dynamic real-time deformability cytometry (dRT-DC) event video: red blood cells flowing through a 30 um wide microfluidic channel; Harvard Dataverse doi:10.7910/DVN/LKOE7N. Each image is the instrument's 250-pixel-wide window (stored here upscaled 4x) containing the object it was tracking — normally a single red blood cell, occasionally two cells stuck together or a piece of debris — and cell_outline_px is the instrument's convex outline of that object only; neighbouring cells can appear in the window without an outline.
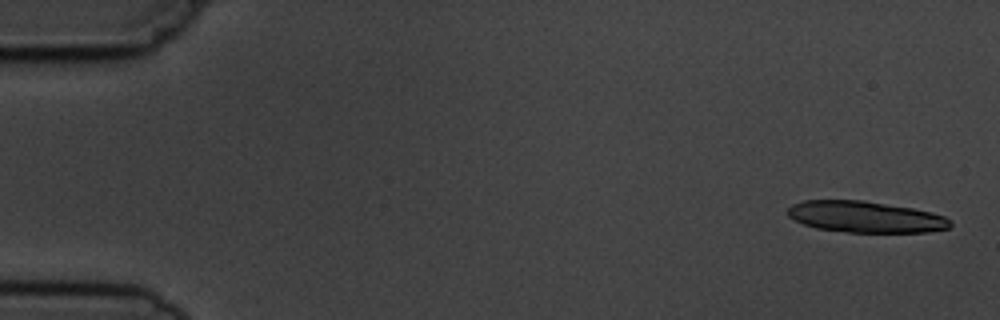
{"species": "common noctule bat (a hibernating species)", "species_latin": "Nyctalus noctula", "temperature_condition": "cold", "stored_images_in_passage": 8, "camera_frame_rate_fps": 3000, "um_per_image_px": 0.085, "animal": {"sex": "male", "body_mass_g": 19.5, "forearm_length_mm": 54.6}, "frame": {"image": 1, "passage_image": 1, "time_ms": 0.0, "image_size_px": [1000, 320], "cell_outline_px": [[952, 224], [948, 228], [928, 232], [848, 232], [816, 228], [804, 224], [788, 216], [788, 208], [792, 204], [804, 200], [864, 200], [912, 208], [932, 212], [944, 216], [952, 220]], "centroid_in_image_um": [73.58, 18.43], "position_along_channel_um": 11.4, "area_um2": 29.65}}
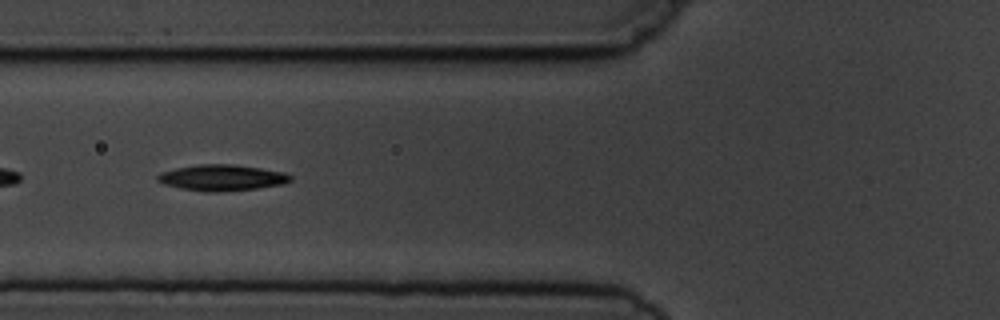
{"frame": {"image": 2, "passage_image": 6, "time_ms": 6.333, "image_size_px": [1000, 320], "cell_outline_px": [[292, 180], [284, 184], [256, 188], [216, 192], [208, 192], [180, 188], [164, 184], [156, 180], [156, 176], [160, 172], [176, 168], [196, 164], [232, 164], [260, 168], [284, 172], [292, 176]], "centroid_in_image_um": [18.84, 15.1], "position_along_channel_um": 107.0, "area_um2": 20.17}}
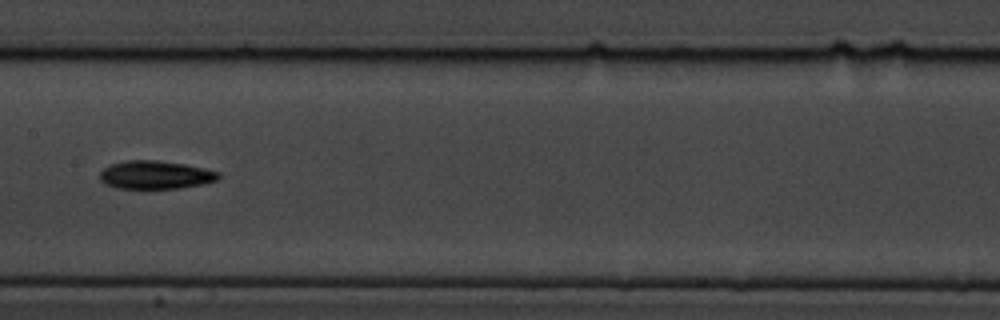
{"frame": {"image": 3, "passage_image": 8, "time_ms": 8.667, "image_size_px": [1000, 320], "cell_outline_px": [[220, 176], [216, 180], [204, 184], [180, 188], [116, 188], [104, 184], [100, 180], [100, 172], [104, 168], [112, 164], [124, 160], [156, 160], [184, 164], [204, 168], [220, 172]], "centroid_in_image_um": [13.2, 14.86], "position_along_channel_um": 194.2, "area_um2": 19.54}}